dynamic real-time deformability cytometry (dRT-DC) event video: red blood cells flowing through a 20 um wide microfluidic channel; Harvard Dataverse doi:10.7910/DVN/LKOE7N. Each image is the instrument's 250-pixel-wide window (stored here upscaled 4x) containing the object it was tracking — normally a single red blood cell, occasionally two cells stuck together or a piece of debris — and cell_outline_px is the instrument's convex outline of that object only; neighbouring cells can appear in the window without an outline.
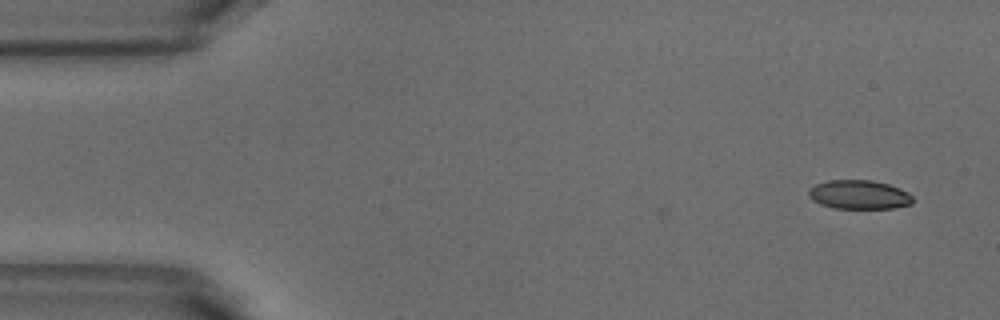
{"species": "common noctule bat (a hibernating species)", "species_latin": "Nyctalus noctula", "temperature_condition": "warm", "stored_images_in_passage": 3, "camera_frame_rate_fps": 3000, "um_per_image_px": 0.085, "animal": {"sex": "male", "body_mass_g": 18.8}, "frame": {"image": 1, "passage_image": 1, "time_ms": 0.0, "image_size_px": [1000, 320], "cell_outline_px": [[912, 204], [892, 208], [836, 208], [820, 204], [812, 200], [808, 196], [808, 188], [816, 184], [828, 180], [872, 180], [888, 184], [900, 188], [908, 192], [912, 196]], "centroid_in_image_um": [73.0, 16.54], "position_along_channel_um": 12.0, "area_um2": 17.63}}